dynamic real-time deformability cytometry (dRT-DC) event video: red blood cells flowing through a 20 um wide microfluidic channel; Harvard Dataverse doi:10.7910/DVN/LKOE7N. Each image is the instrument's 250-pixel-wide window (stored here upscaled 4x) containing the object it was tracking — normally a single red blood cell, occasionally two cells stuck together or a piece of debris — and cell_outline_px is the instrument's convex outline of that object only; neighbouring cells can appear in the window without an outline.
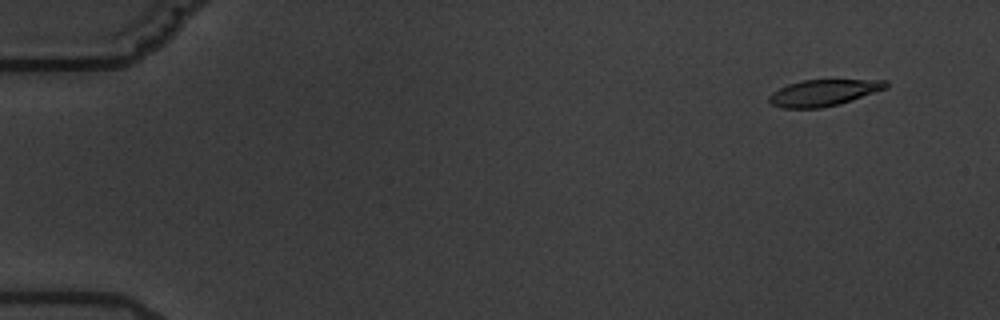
{"species": "common noctule bat (a hibernating species)", "species_latin": "Nyctalus noctula", "temperature_condition": "warm", "stored_images_in_passage": 6, "camera_frame_rate_fps": 3000, "um_per_image_px": 0.085, "animal": {"sex": "male", "body_mass_g": 19.5, "forearm_length_mm": 54.6}, "frame": {"image": 1, "passage_image": 2, "time_ms": 1.0, "image_size_px": [1000, 320], "cell_outline_px": [[888, 88], [840, 104], [820, 108], [784, 108], [772, 104], [768, 100], [768, 96], [772, 92], [788, 84], [804, 80], [888, 80]], "centroid_in_image_um": [70.01, 7.88], "position_along_channel_um": 15.0, "area_um2": 17.92}}
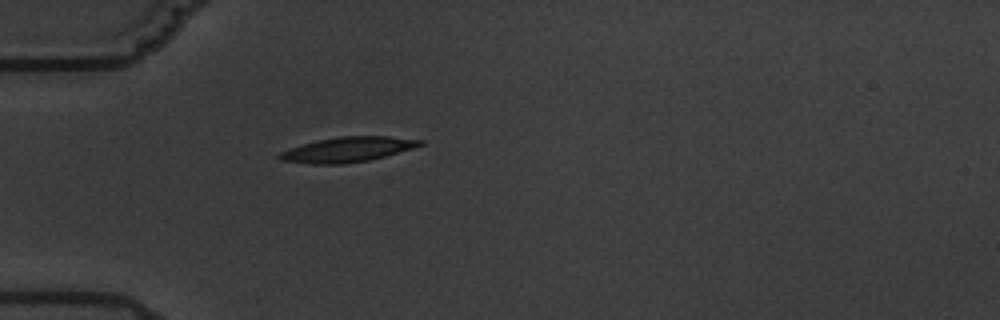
{"frame": {"image": 2, "passage_image": 6, "time_ms": 5.667, "image_size_px": [1000, 320], "cell_outline_px": [[424, 144], [412, 148], [384, 156], [368, 160], [340, 164], [312, 164], [280, 160], [276, 156], [280, 152], [304, 144], [320, 140], [340, 136], [388, 136], [424, 140]], "centroid_in_image_um": [29.55, 12.71], "position_along_channel_um": 55.4, "area_um2": 20.11}}